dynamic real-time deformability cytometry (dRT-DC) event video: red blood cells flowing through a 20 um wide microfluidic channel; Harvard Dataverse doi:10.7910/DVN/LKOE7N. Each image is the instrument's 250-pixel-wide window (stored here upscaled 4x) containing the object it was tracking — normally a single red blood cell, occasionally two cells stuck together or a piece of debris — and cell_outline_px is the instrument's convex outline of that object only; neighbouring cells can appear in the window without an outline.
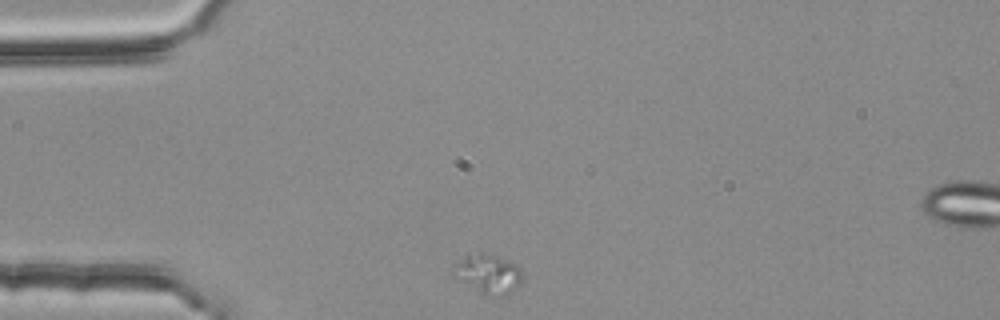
{"species": "common noctule bat (a hibernating species)", "species_latin": "Nyctalus noctula", "temperature_condition": "room temperature", "stored_images_in_passage": 2, "camera_frame_rate_fps": 3000, "um_per_image_px": 0.085, "animal": {"sex": "female", "body_mass_g": 25.1}, "frame": {"image": 1, "passage_image": 1, "time_ms": 0.0, "image_size_px": [1000, 320], "cell_outline_px": [[524, 276], [520, 284], [512, 292], [504, 296], [492, 300], [480, 296], [452, 276], [452, 272], [456, 264], [468, 256], [480, 252], [516, 264], [520, 268]], "centroid_in_image_um": [41.5, 23.41], "position_along_channel_um": 43.5, "area_um2": 16.3}}